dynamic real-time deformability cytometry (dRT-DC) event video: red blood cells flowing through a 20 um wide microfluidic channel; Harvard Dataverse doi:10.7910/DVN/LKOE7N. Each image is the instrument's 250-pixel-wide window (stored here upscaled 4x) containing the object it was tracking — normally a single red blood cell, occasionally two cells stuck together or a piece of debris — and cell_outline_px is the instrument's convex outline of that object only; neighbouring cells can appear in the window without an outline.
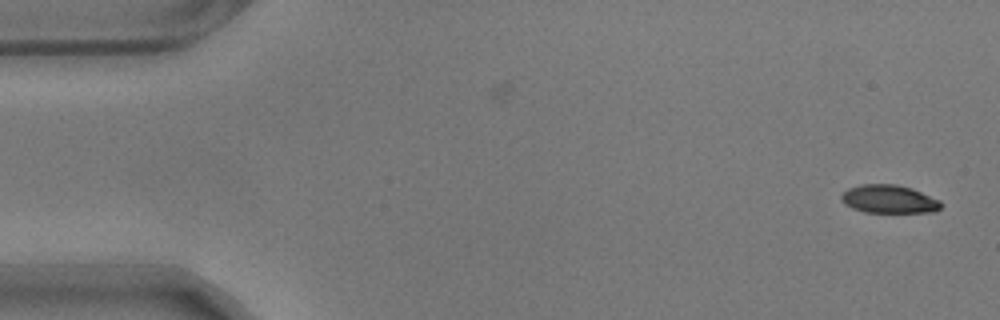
{"species": "common noctule bat (a hibernating species)", "species_latin": "Nyctalus noctula", "temperature_condition": "warm", "stored_images_in_passage": 56, "camera_frame_rate_fps": 3000, "um_per_image_px": 0.085, "animal": {"sex": "male", "body_mass_g": 17.9}, "frame": {"image": 1, "passage_image": 1, "time_ms": 0.0, "image_size_px": [1000, 320], "cell_outline_px": [[940, 208], [936, 212], [864, 212], [852, 208], [844, 204], [840, 200], [840, 196], [848, 188], [860, 184], [896, 184], [912, 188], [940, 200]], "centroid_in_image_um": [75.53, 16.92], "position_along_channel_um": 9.5, "area_um2": 16.47}}
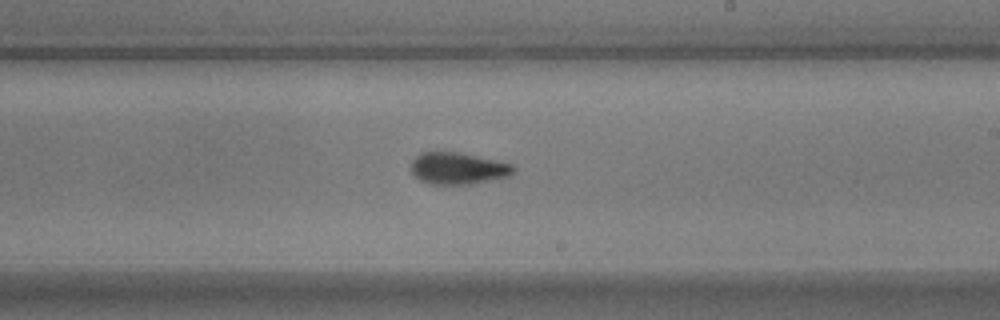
{"frame": {"image": 2, "passage_image": 32, "time_ms": 10.333, "image_size_px": [1000, 320], "cell_outline_px": [[516, 168], [508, 176], [472, 184], [428, 184], [420, 180], [408, 168], [412, 160], [420, 152], [460, 152], [512, 164]], "centroid_in_image_um": [38.87, 14.31], "position_along_channel_um": 250.1, "area_um2": 19.02}}
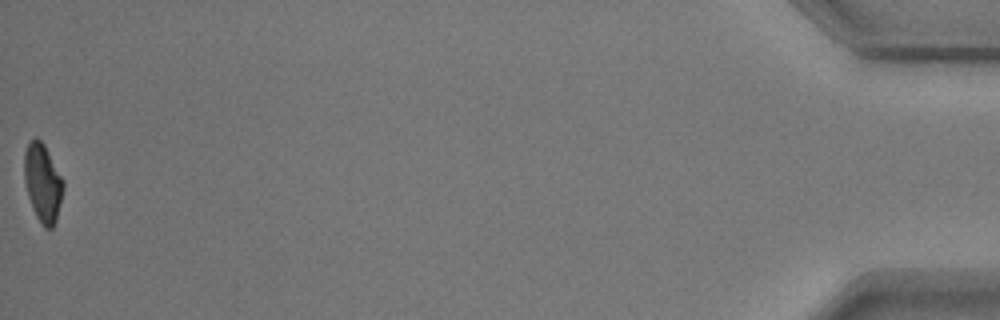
{"frame": {"image": 3, "passage_image": 56, "time_ms": 18.333, "image_size_px": [1000, 320], "cell_outline_px": [[64, 188], [56, 220], [52, 228], [44, 228], [36, 216], [28, 196], [24, 180], [24, 152], [28, 140], [36, 136], [44, 144], [64, 180]], "centroid_in_image_um": [3.62, 15.5], "position_along_channel_um": 431.6, "area_um2": 17.92}, "authors_computed_cell_mechanics": {"area_um2": 18.6116, "velocity_mm_per_s": 3.5395, "shape_relaxation_time_tau1_ms": 4.1026, "shape_relaxation_time_tau2_ms": 1.8446, "deformation_change_tau1": 0.1762, "deformation_change_tau2": 0.0752}}